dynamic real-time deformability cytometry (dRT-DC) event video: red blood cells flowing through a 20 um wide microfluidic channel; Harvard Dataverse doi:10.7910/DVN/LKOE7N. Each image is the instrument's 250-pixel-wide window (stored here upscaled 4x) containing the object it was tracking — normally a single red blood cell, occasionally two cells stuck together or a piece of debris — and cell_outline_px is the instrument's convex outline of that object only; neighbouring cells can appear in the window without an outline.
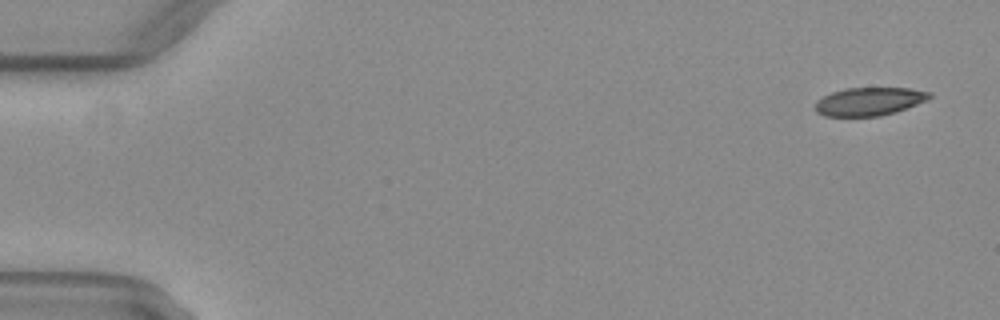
{"species": "common noctule bat (a hibernating species)", "species_latin": "Nyctalus noctula", "temperature_condition": "warm", "stored_images_in_passage": 50, "camera_frame_rate_fps": 3000, "um_per_image_px": 0.085, "animal": {"sex": "female", "body_mass_g": 29.2, "forearm_length_mm": 56.3}, "frame": {"image": 1, "passage_image": 1, "time_ms": 0.0, "image_size_px": [1000, 320], "cell_outline_px": [[932, 96], [928, 100], [896, 112], [880, 116], [824, 116], [816, 112], [816, 100], [832, 92], [844, 88], [908, 88], [932, 92]], "centroid_in_image_um": [73.91, 8.62], "position_along_channel_um": 11.1, "area_um2": 18.84}}
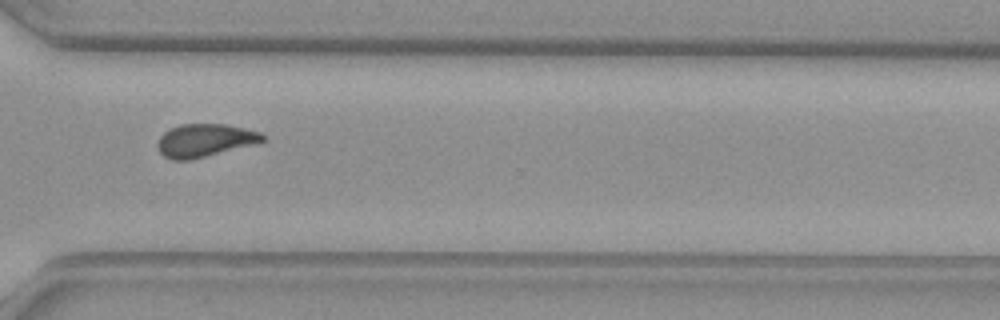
{"frame": {"image": 2, "passage_image": 37, "time_ms": 12.0, "image_size_px": [1000, 320], "cell_outline_px": [[268, 140], [260, 144], [192, 160], [172, 160], [164, 156], [160, 152], [156, 144], [160, 136], [164, 132], [180, 124], [228, 124], [260, 132], [268, 136]], "centroid_in_image_um": [17.5, 11.94], "position_along_channel_um": 353.1, "area_um2": 20.81}}
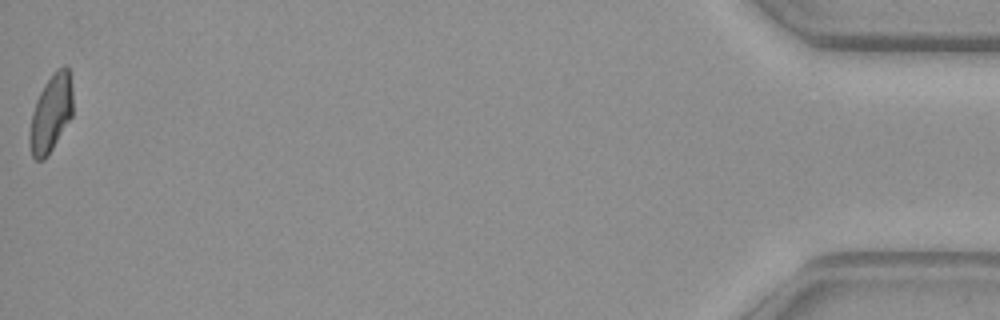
{"frame": {"image": 3, "passage_image": 50, "time_ms": 16.333, "image_size_px": [1000, 320], "cell_outline_px": [[72, 116], [48, 156], [44, 160], [36, 160], [32, 156], [28, 144], [28, 136], [32, 112], [36, 100], [44, 84], [52, 72], [56, 68], [64, 64], [68, 68], [72, 88]], "centroid_in_image_um": [4.31, 9.63], "position_along_channel_um": 430.9, "area_um2": 19.83}, "authors_computed_cell_mechanics": {"area_um2": 20.4612, "velocity_mm_per_s": 4.0879, "shape_relaxation_time_tau1_ms": null, "shape_relaxation_time_tau2_ms": 2.1539, "deformation_change_tau1": null, "deformation_change_tau2": 0.0713}}